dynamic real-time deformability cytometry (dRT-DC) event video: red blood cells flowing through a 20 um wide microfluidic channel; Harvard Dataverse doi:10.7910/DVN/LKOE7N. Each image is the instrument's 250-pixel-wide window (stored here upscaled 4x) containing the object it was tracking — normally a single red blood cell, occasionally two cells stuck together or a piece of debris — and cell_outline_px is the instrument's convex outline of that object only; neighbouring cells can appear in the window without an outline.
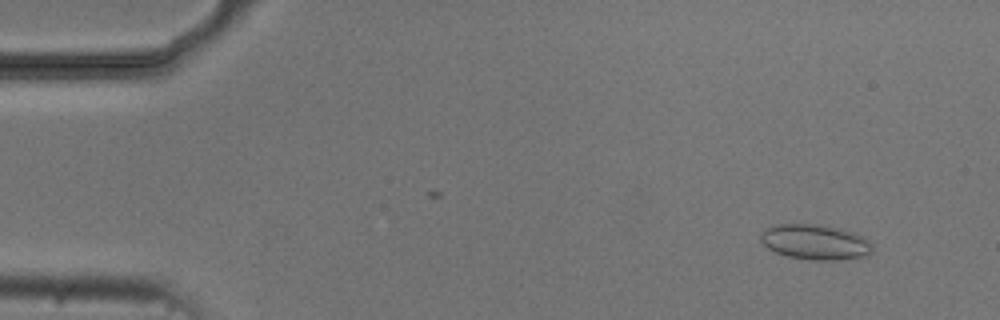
{"species": "common noctule bat (a hibernating species)", "species_latin": "Nyctalus noctula", "temperature_condition": "cold", "stored_images_in_passage": 5, "camera_frame_rate_fps": 3000, "um_per_image_px": 0.085, "animal": {"sex": "male", "body_mass_g": 20.5, "forearm_length_mm": 52.5}, "frame": {"image": 1, "passage_image": 1, "time_ms": 0.0, "image_size_px": [1000, 320], "cell_outline_px": [[872, 252], [868, 256], [840, 260], [812, 260], [788, 256], [776, 252], [768, 248], [760, 240], [760, 236], [772, 224], [816, 224], [840, 228], [856, 232], [864, 236], [872, 244]], "centroid_in_image_um": [69.35, 20.57], "position_along_channel_um": 15.7, "area_um2": 23.12}}
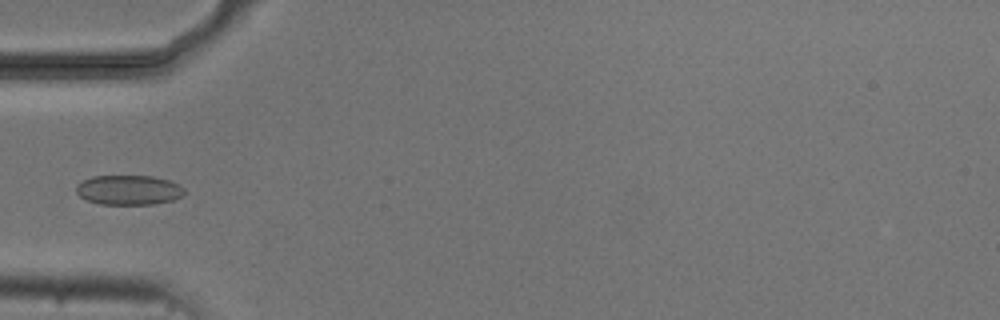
{"frame": {"image": 2, "passage_image": 5, "time_ms": 4.333, "image_size_px": [1000, 320], "cell_outline_px": [[184, 192], [180, 196], [172, 200], [152, 204], [100, 204], [88, 200], [80, 196], [76, 192], [76, 184], [92, 176], [152, 176], [168, 180], [184, 188]], "centroid_in_image_um": [10.9, 16.14], "position_along_channel_um": 74.1, "area_um2": 18.5}}